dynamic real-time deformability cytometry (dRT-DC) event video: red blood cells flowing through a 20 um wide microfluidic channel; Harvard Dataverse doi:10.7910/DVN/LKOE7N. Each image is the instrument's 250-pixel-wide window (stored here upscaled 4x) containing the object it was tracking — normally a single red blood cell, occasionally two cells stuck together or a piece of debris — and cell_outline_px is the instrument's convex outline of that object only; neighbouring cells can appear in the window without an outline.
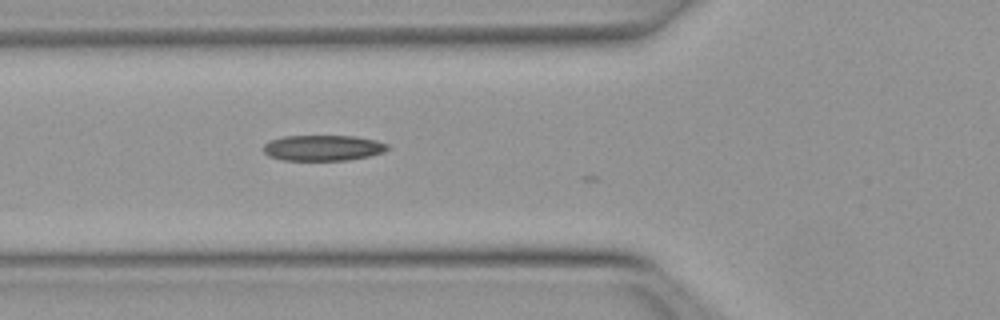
{"species": "Egyptian fruit bat (a non-hibernating species)", "species_latin": "Rousettus aegyptiacus", "temperature_condition": "warm", "stored_images_in_passage": 3, "camera_frame_rate_fps": 3000, "um_per_image_px": 0.085, "animal": {"sex": "female"}, "frame": {"image": 1, "passage_image": 2, "time_ms": 0.333, "image_size_px": [1000, 320], "cell_outline_px": [[392, 148], [384, 152], [368, 156], [348, 160], [284, 160], [268, 156], [264, 152], [264, 144], [268, 140], [284, 136], [356, 136], [376, 140], [388, 144]], "centroid_in_image_um": [27.47, 12.56], "position_along_channel_um": 98.3, "area_um2": 18.73}}